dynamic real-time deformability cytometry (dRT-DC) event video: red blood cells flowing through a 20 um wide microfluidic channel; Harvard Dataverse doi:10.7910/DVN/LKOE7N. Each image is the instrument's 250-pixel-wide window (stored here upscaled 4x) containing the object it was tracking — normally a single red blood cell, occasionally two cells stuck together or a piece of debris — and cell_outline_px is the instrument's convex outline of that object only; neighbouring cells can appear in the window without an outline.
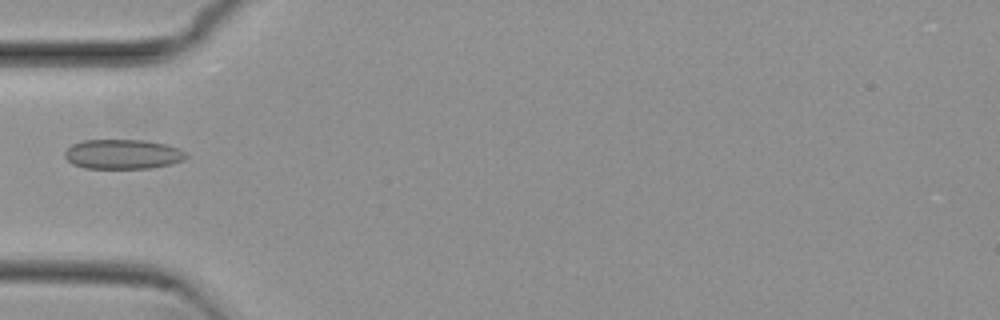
{"species": "common noctule bat (a hibernating species)", "species_latin": "Nyctalus noctula", "temperature_condition": "cold", "stored_images_in_passage": 37, "camera_frame_rate_fps": 3000, "um_per_image_px": 0.085, "animal": {"sex": "female", "body_mass_g": 29.2, "forearm_length_mm": 56.3}, "frame": {"image": 1, "passage_image": 1, "time_ms": 0.0, "image_size_px": [1000, 320], "cell_outline_px": [[188, 156], [184, 160], [172, 164], [152, 168], [84, 168], [72, 164], [64, 156], [64, 152], [72, 144], [84, 140], [144, 140], [164, 144], [176, 148], [184, 152]], "centroid_in_image_um": [10.42, 13.11], "position_along_channel_um": 74.6, "area_um2": 20.92}}
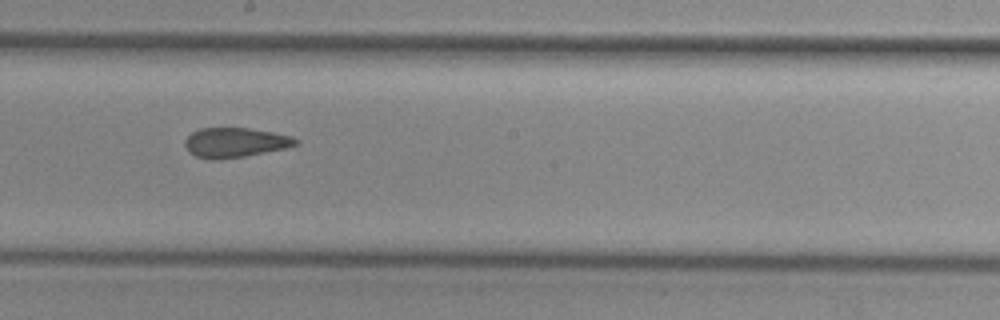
{"frame": {"image": 2, "passage_image": 13, "time_ms": 4.0, "image_size_px": [1000, 320], "cell_outline_px": [[300, 144], [284, 148], [244, 156], [212, 160], [196, 156], [188, 152], [184, 144], [184, 140], [192, 132], [200, 128], [248, 128], [272, 132], [292, 136], [300, 140]], "centroid_in_image_um": [19.98, 12.11], "position_along_channel_um": 228.2, "area_um2": 19.13}}
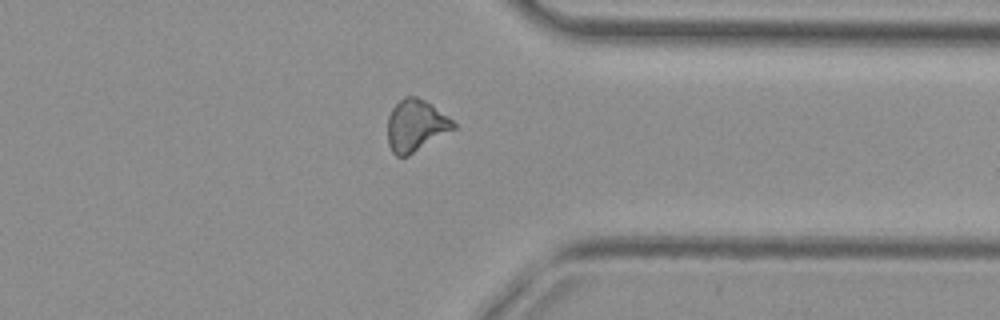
{"frame": {"image": 3, "passage_image": 25, "time_ms": 8.0, "image_size_px": [1000, 320], "cell_outline_px": [[456, 128], [408, 156], [396, 156], [392, 152], [388, 144], [388, 116], [392, 108], [404, 96], [416, 96], [432, 104], [448, 116], [456, 124]], "centroid_in_image_um": [35.34, 10.67], "position_along_channel_um": 376.1, "area_um2": 19.88}}